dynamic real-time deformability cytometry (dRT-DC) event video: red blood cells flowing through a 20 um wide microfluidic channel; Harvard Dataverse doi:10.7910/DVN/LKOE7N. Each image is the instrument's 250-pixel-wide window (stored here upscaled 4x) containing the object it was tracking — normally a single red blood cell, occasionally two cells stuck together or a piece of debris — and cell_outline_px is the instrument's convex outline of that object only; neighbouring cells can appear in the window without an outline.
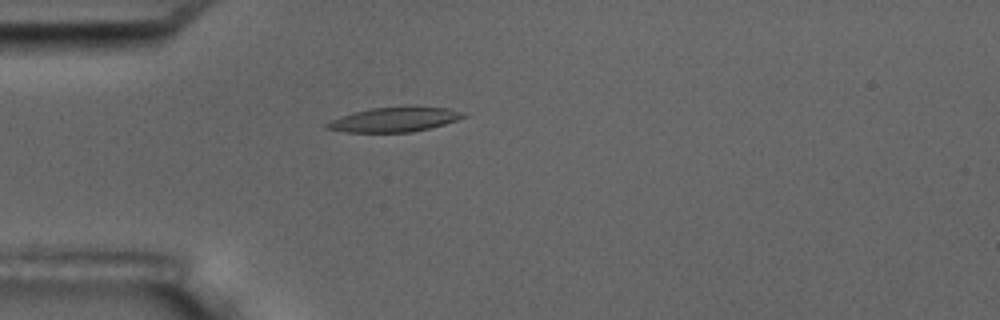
{"species": "common noctule bat (a hibernating species)", "species_latin": "Nyctalus noctula", "temperature_condition": "room temperature", "stored_images_in_passage": 3, "camera_frame_rate_fps": 3000, "um_per_image_px": 0.085, "animal": {"sex": "male", "body_mass_g": 17.5, "forearm_length_mm": 52.3}, "frame": {"image": 1, "passage_image": 2, "time_ms": 1.333, "image_size_px": [1000, 320], "cell_outline_px": [[468, 116], [444, 124], [412, 132], [344, 132], [324, 128], [324, 124], [340, 116], [352, 112], [372, 108], [448, 108], [468, 112]], "centroid_in_image_um": [33.51, 10.18], "position_along_channel_um": 51.5, "area_um2": 19.19}}